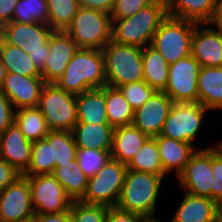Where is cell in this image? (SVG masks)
<instances>
[{"instance_id":"7","label":"cell","mask_w":222,"mask_h":222,"mask_svg":"<svg viewBox=\"0 0 222 222\" xmlns=\"http://www.w3.org/2000/svg\"><path fill=\"white\" fill-rule=\"evenodd\" d=\"M197 23L167 16L153 36L151 46L170 65L191 55L192 35Z\"/></svg>"},{"instance_id":"14","label":"cell","mask_w":222,"mask_h":222,"mask_svg":"<svg viewBox=\"0 0 222 222\" xmlns=\"http://www.w3.org/2000/svg\"><path fill=\"white\" fill-rule=\"evenodd\" d=\"M34 217L30 186L21 175L0 192V222H22Z\"/></svg>"},{"instance_id":"29","label":"cell","mask_w":222,"mask_h":222,"mask_svg":"<svg viewBox=\"0 0 222 222\" xmlns=\"http://www.w3.org/2000/svg\"><path fill=\"white\" fill-rule=\"evenodd\" d=\"M105 104L108 122L113 128L132 124L134 109L118 88L105 85Z\"/></svg>"},{"instance_id":"23","label":"cell","mask_w":222,"mask_h":222,"mask_svg":"<svg viewBox=\"0 0 222 222\" xmlns=\"http://www.w3.org/2000/svg\"><path fill=\"white\" fill-rule=\"evenodd\" d=\"M217 202L186 193L170 222H216Z\"/></svg>"},{"instance_id":"20","label":"cell","mask_w":222,"mask_h":222,"mask_svg":"<svg viewBox=\"0 0 222 222\" xmlns=\"http://www.w3.org/2000/svg\"><path fill=\"white\" fill-rule=\"evenodd\" d=\"M154 138L157 142L164 173L167 174L175 170L178 177L184 171L191 156L196 152L195 147L190 143L161 135Z\"/></svg>"},{"instance_id":"22","label":"cell","mask_w":222,"mask_h":222,"mask_svg":"<svg viewBox=\"0 0 222 222\" xmlns=\"http://www.w3.org/2000/svg\"><path fill=\"white\" fill-rule=\"evenodd\" d=\"M76 112L77 122L109 124L105 104V86L76 95Z\"/></svg>"},{"instance_id":"33","label":"cell","mask_w":222,"mask_h":222,"mask_svg":"<svg viewBox=\"0 0 222 222\" xmlns=\"http://www.w3.org/2000/svg\"><path fill=\"white\" fill-rule=\"evenodd\" d=\"M128 170H135L156 175H166L159 155L155 138H148L140 150L134 155L127 165Z\"/></svg>"},{"instance_id":"13","label":"cell","mask_w":222,"mask_h":222,"mask_svg":"<svg viewBox=\"0 0 222 222\" xmlns=\"http://www.w3.org/2000/svg\"><path fill=\"white\" fill-rule=\"evenodd\" d=\"M178 179L186 193L212 199V146L196 149Z\"/></svg>"},{"instance_id":"28","label":"cell","mask_w":222,"mask_h":222,"mask_svg":"<svg viewBox=\"0 0 222 222\" xmlns=\"http://www.w3.org/2000/svg\"><path fill=\"white\" fill-rule=\"evenodd\" d=\"M0 57L7 73L41 78V72L36 68L29 54L20 47L6 43L1 37Z\"/></svg>"},{"instance_id":"40","label":"cell","mask_w":222,"mask_h":222,"mask_svg":"<svg viewBox=\"0 0 222 222\" xmlns=\"http://www.w3.org/2000/svg\"><path fill=\"white\" fill-rule=\"evenodd\" d=\"M212 200L222 201V142L220 141L215 147L212 146Z\"/></svg>"},{"instance_id":"41","label":"cell","mask_w":222,"mask_h":222,"mask_svg":"<svg viewBox=\"0 0 222 222\" xmlns=\"http://www.w3.org/2000/svg\"><path fill=\"white\" fill-rule=\"evenodd\" d=\"M153 0H115L110 13L111 19H124L136 14L148 6Z\"/></svg>"},{"instance_id":"11","label":"cell","mask_w":222,"mask_h":222,"mask_svg":"<svg viewBox=\"0 0 222 222\" xmlns=\"http://www.w3.org/2000/svg\"><path fill=\"white\" fill-rule=\"evenodd\" d=\"M200 103H174L160 135L192 144L201 128L205 112Z\"/></svg>"},{"instance_id":"42","label":"cell","mask_w":222,"mask_h":222,"mask_svg":"<svg viewBox=\"0 0 222 222\" xmlns=\"http://www.w3.org/2000/svg\"><path fill=\"white\" fill-rule=\"evenodd\" d=\"M15 109L8 97L0 90V135L14 122Z\"/></svg>"},{"instance_id":"49","label":"cell","mask_w":222,"mask_h":222,"mask_svg":"<svg viewBox=\"0 0 222 222\" xmlns=\"http://www.w3.org/2000/svg\"><path fill=\"white\" fill-rule=\"evenodd\" d=\"M7 76V70L5 66L2 63L1 57H0V87L3 85L4 79Z\"/></svg>"},{"instance_id":"27","label":"cell","mask_w":222,"mask_h":222,"mask_svg":"<svg viewBox=\"0 0 222 222\" xmlns=\"http://www.w3.org/2000/svg\"><path fill=\"white\" fill-rule=\"evenodd\" d=\"M144 81L155 91L163 92L167 86L169 64L151 45L142 48Z\"/></svg>"},{"instance_id":"30","label":"cell","mask_w":222,"mask_h":222,"mask_svg":"<svg viewBox=\"0 0 222 222\" xmlns=\"http://www.w3.org/2000/svg\"><path fill=\"white\" fill-rule=\"evenodd\" d=\"M52 175L73 201H79L84 196L89 178L79 167L77 159L74 166H55Z\"/></svg>"},{"instance_id":"19","label":"cell","mask_w":222,"mask_h":222,"mask_svg":"<svg viewBox=\"0 0 222 222\" xmlns=\"http://www.w3.org/2000/svg\"><path fill=\"white\" fill-rule=\"evenodd\" d=\"M32 144L33 142L27 140L17 124L13 122L0 135V158L22 175L31 161Z\"/></svg>"},{"instance_id":"15","label":"cell","mask_w":222,"mask_h":222,"mask_svg":"<svg viewBox=\"0 0 222 222\" xmlns=\"http://www.w3.org/2000/svg\"><path fill=\"white\" fill-rule=\"evenodd\" d=\"M173 104L167 94L156 91L141 107L134 110L132 125L150 138L159 136Z\"/></svg>"},{"instance_id":"46","label":"cell","mask_w":222,"mask_h":222,"mask_svg":"<svg viewBox=\"0 0 222 222\" xmlns=\"http://www.w3.org/2000/svg\"><path fill=\"white\" fill-rule=\"evenodd\" d=\"M18 0H0V28L12 22L13 11Z\"/></svg>"},{"instance_id":"18","label":"cell","mask_w":222,"mask_h":222,"mask_svg":"<svg viewBox=\"0 0 222 222\" xmlns=\"http://www.w3.org/2000/svg\"><path fill=\"white\" fill-rule=\"evenodd\" d=\"M201 25L194 27L191 55L201 67H222V32L214 27L201 29Z\"/></svg>"},{"instance_id":"38","label":"cell","mask_w":222,"mask_h":222,"mask_svg":"<svg viewBox=\"0 0 222 222\" xmlns=\"http://www.w3.org/2000/svg\"><path fill=\"white\" fill-rule=\"evenodd\" d=\"M108 207L73 201L70 207L71 222H106Z\"/></svg>"},{"instance_id":"44","label":"cell","mask_w":222,"mask_h":222,"mask_svg":"<svg viewBox=\"0 0 222 222\" xmlns=\"http://www.w3.org/2000/svg\"><path fill=\"white\" fill-rule=\"evenodd\" d=\"M19 176L21 174L12 165L0 158V192Z\"/></svg>"},{"instance_id":"34","label":"cell","mask_w":222,"mask_h":222,"mask_svg":"<svg viewBox=\"0 0 222 222\" xmlns=\"http://www.w3.org/2000/svg\"><path fill=\"white\" fill-rule=\"evenodd\" d=\"M54 171V160L52 146L45 137L32 144L31 161L23 176L39 174H52Z\"/></svg>"},{"instance_id":"9","label":"cell","mask_w":222,"mask_h":222,"mask_svg":"<svg viewBox=\"0 0 222 222\" xmlns=\"http://www.w3.org/2000/svg\"><path fill=\"white\" fill-rule=\"evenodd\" d=\"M127 171V166L110 158L93 177L88 179L84 196L79 200L87 204L116 207Z\"/></svg>"},{"instance_id":"25","label":"cell","mask_w":222,"mask_h":222,"mask_svg":"<svg viewBox=\"0 0 222 222\" xmlns=\"http://www.w3.org/2000/svg\"><path fill=\"white\" fill-rule=\"evenodd\" d=\"M114 128L110 124L77 122L71 131L77 148L111 150Z\"/></svg>"},{"instance_id":"47","label":"cell","mask_w":222,"mask_h":222,"mask_svg":"<svg viewBox=\"0 0 222 222\" xmlns=\"http://www.w3.org/2000/svg\"><path fill=\"white\" fill-rule=\"evenodd\" d=\"M37 222H71L70 211L35 215Z\"/></svg>"},{"instance_id":"6","label":"cell","mask_w":222,"mask_h":222,"mask_svg":"<svg viewBox=\"0 0 222 222\" xmlns=\"http://www.w3.org/2000/svg\"><path fill=\"white\" fill-rule=\"evenodd\" d=\"M65 32L78 48L102 50L112 40V20L105 12L80 7Z\"/></svg>"},{"instance_id":"39","label":"cell","mask_w":222,"mask_h":222,"mask_svg":"<svg viewBox=\"0 0 222 222\" xmlns=\"http://www.w3.org/2000/svg\"><path fill=\"white\" fill-rule=\"evenodd\" d=\"M117 88L134 110L141 107L156 92L145 81L128 83Z\"/></svg>"},{"instance_id":"12","label":"cell","mask_w":222,"mask_h":222,"mask_svg":"<svg viewBox=\"0 0 222 222\" xmlns=\"http://www.w3.org/2000/svg\"><path fill=\"white\" fill-rule=\"evenodd\" d=\"M201 66L192 56L169 65L167 86L163 91L174 103L198 102V74Z\"/></svg>"},{"instance_id":"48","label":"cell","mask_w":222,"mask_h":222,"mask_svg":"<svg viewBox=\"0 0 222 222\" xmlns=\"http://www.w3.org/2000/svg\"><path fill=\"white\" fill-rule=\"evenodd\" d=\"M208 24L216 25V28L222 32V0H218L215 7L214 15Z\"/></svg>"},{"instance_id":"8","label":"cell","mask_w":222,"mask_h":222,"mask_svg":"<svg viewBox=\"0 0 222 222\" xmlns=\"http://www.w3.org/2000/svg\"><path fill=\"white\" fill-rule=\"evenodd\" d=\"M37 108L46 120L49 131H72L77 123L76 95L46 83Z\"/></svg>"},{"instance_id":"4","label":"cell","mask_w":222,"mask_h":222,"mask_svg":"<svg viewBox=\"0 0 222 222\" xmlns=\"http://www.w3.org/2000/svg\"><path fill=\"white\" fill-rule=\"evenodd\" d=\"M106 85L119 87L144 81L142 48L109 41L102 49Z\"/></svg>"},{"instance_id":"45","label":"cell","mask_w":222,"mask_h":222,"mask_svg":"<svg viewBox=\"0 0 222 222\" xmlns=\"http://www.w3.org/2000/svg\"><path fill=\"white\" fill-rule=\"evenodd\" d=\"M78 4L81 8L99 10L110 15L115 0H78Z\"/></svg>"},{"instance_id":"24","label":"cell","mask_w":222,"mask_h":222,"mask_svg":"<svg viewBox=\"0 0 222 222\" xmlns=\"http://www.w3.org/2000/svg\"><path fill=\"white\" fill-rule=\"evenodd\" d=\"M197 88L198 103L208 110H222V67H201Z\"/></svg>"},{"instance_id":"43","label":"cell","mask_w":222,"mask_h":222,"mask_svg":"<svg viewBox=\"0 0 222 222\" xmlns=\"http://www.w3.org/2000/svg\"><path fill=\"white\" fill-rule=\"evenodd\" d=\"M106 222H151L148 219L117 207H108Z\"/></svg>"},{"instance_id":"26","label":"cell","mask_w":222,"mask_h":222,"mask_svg":"<svg viewBox=\"0 0 222 222\" xmlns=\"http://www.w3.org/2000/svg\"><path fill=\"white\" fill-rule=\"evenodd\" d=\"M217 3L218 0H167L168 15L208 25Z\"/></svg>"},{"instance_id":"16","label":"cell","mask_w":222,"mask_h":222,"mask_svg":"<svg viewBox=\"0 0 222 222\" xmlns=\"http://www.w3.org/2000/svg\"><path fill=\"white\" fill-rule=\"evenodd\" d=\"M74 40L63 30H54L49 38V54L41 72L45 83H56L78 50Z\"/></svg>"},{"instance_id":"3","label":"cell","mask_w":222,"mask_h":222,"mask_svg":"<svg viewBox=\"0 0 222 222\" xmlns=\"http://www.w3.org/2000/svg\"><path fill=\"white\" fill-rule=\"evenodd\" d=\"M55 84L60 89L75 95L105 86L102 50L79 48Z\"/></svg>"},{"instance_id":"36","label":"cell","mask_w":222,"mask_h":222,"mask_svg":"<svg viewBox=\"0 0 222 222\" xmlns=\"http://www.w3.org/2000/svg\"><path fill=\"white\" fill-rule=\"evenodd\" d=\"M49 10L48 25L53 30H63L71 24L79 7L78 0H46Z\"/></svg>"},{"instance_id":"50","label":"cell","mask_w":222,"mask_h":222,"mask_svg":"<svg viewBox=\"0 0 222 222\" xmlns=\"http://www.w3.org/2000/svg\"><path fill=\"white\" fill-rule=\"evenodd\" d=\"M216 222H222V201L217 203Z\"/></svg>"},{"instance_id":"31","label":"cell","mask_w":222,"mask_h":222,"mask_svg":"<svg viewBox=\"0 0 222 222\" xmlns=\"http://www.w3.org/2000/svg\"><path fill=\"white\" fill-rule=\"evenodd\" d=\"M14 122L24 137L31 142L45 138L49 132L46 126V120L37 107L19 108L15 110Z\"/></svg>"},{"instance_id":"2","label":"cell","mask_w":222,"mask_h":222,"mask_svg":"<svg viewBox=\"0 0 222 222\" xmlns=\"http://www.w3.org/2000/svg\"><path fill=\"white\" fill-rule=\"evenodd\" d=\"M164 176L127 169L116 207L151 222H160L154 215Z\"/></svg>"},{"instance_id":"5","label":"cell","mask_w":222,"mask_h":222,"mask_svg":"<svg viewBox=\"0 0 222 222\" xmlns=\"http://www.w3.org/2000/svg\"><path fill=\"white\" fill-rule=\"evenodd\" d=\"M54 30L47 24L10 22L0 28V37L29 54L42 72L49 54V38Z\"/></svg>"},{"instance_id":"37","label":"cell","mask_w":222,"mask_h":222,"mask_svg":"<svg viewBox=\"0 0 222 222\" xmlns=\"http://www.w3.org/2000/svg\"><path fill=\"white\" fill-rule=\"evenodd\" d=\"M111 150L77 148L76 159L84 174L91 178L111 158Z\"/></svg>"},{"instance_id":"21","label":"cell","mask_w":222,"mask_h":222,"mask_svg":"<svg viewBox=\"0 0 222 222\" xmlns=\"http://www.w3.org/2000/svg\"><path fill=\"white\" fill-rule=\"evenodd\" d=\"M148 138L132 124L114 128L111 158L127 166Z\"/></svg>"},{"instance_id":"10","label":"cell","mask_w":222,"mask_h":222,"mask_svg":"<svg viewBox=\"0 0 222 222\" xmlns=\"http://www.w3.org/2000/svg\"><path fill=\"white\" fill-rule=\"evenodd\" d=\"M31 190L35 215L70 211L73 200L52 174L24 176Z\"/></svg>"},{"instance_id":"17","label":"cell","mask_w":222,"mask_h":222,"mask_svg":"<svg viewBox=\"0 0 222 222\" xmlns=\"http://www.w3.org/2000/svg\"><path fill=\"white\" fill-rule=\"evenodd\" d=\"M45 84L42 78L7 73L0 90L17 110L19 108L37 107Z\"/></svg>"},{"instance_id":"35","label":"cell","mask_w":222,"mask_h":222,"mask_svg":"<svg viewBox=\"0 0 222 222\" xmlns=\"http://www.w3.org/2000/svg\"><path fill=\"white\" fill-rule=\"evenodd\" d=\"M48 15L46 0H18L13 11L12 22L48 25Z\"/></svg>"},{"instance_id":"1","label":"cell","mask_w":222,"mask_h":222,"mask_svg":"<svg viewBox=\"0 0 222 222\" xmlns=\"http://www.w3.org/2000/svg\"><path fill=\"white\" fill-rule=\"evenodd\" d=\"M168 16L167 0H153L136 14L112 20V40L144 48L150 45L162 21Z\"/></svg>"},{"instance_id":"32","label":"cell","mask_w":222,"mask_h":222,"mask_svg":"<svg viewBox=\"0 0 222 222\" xmlns=\"http://www.w3.org/2000/svg\"><path fill=\"white\" fill-rule=\"evenodd\" d=\"M52 146L55 166H74L77 146L71 131H49L46 135Z\"/></svg>"},{"instance_id":"51","label":"cell","mask_w":222,"mask_h":222,"mask_svg":"<svg viewBox=\"0 0 222 222\" xmlns=\"http://www.w3.org/2000/svg\"><path fill=\"white\" fill-rule=\"evenodd\" d=\"M22 222H37L36 218H31L29 220H26V221H22Z\"/></svg>"}]
</instances>
